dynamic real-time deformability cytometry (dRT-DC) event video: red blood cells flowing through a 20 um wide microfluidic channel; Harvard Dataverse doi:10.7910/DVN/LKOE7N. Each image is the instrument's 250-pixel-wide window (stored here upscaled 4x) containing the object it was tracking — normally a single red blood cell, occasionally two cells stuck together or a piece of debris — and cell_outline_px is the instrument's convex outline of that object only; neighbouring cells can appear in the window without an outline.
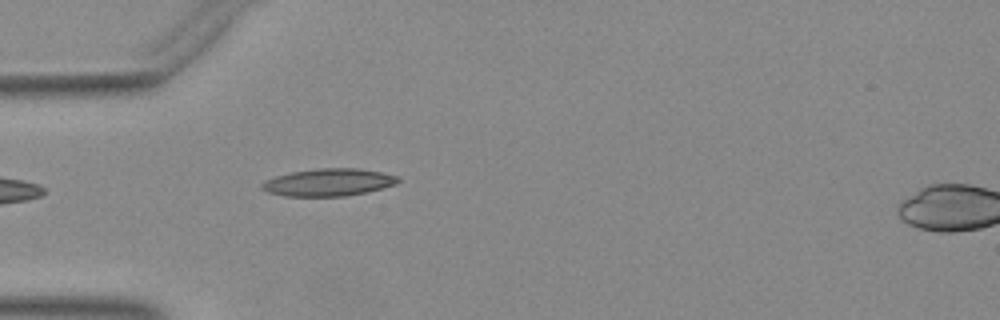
{"species": "Egyptian fruit bat (a non-hibernating species)", "species_latin": "Rousettus aegyptiacus", "temperature_condition": "warm", "stored_images_in_passage": 13, "camera_frame_rate_fps": 3000, "um_per_image_px": 0.085, "animal": {"sex": "female"}, "frame": {"image": 1, "passage_image": 1, "time_ms": 0.0, "image_size_px": [1000, 320], "cell_outline_px": [[400, 180], [396, 184], [364, 192], [344, 196], [284, 196], [268, 192], [260, 188], [260, 184], [264, 180], [276, 176], [292, 172], [316, 168], [360, 168], [384, 172], [396, 176]], "centroid_in_image_um": [27.89, 15.49], "position_along_channel_um": 57.1, "area_um2": 21.73}}
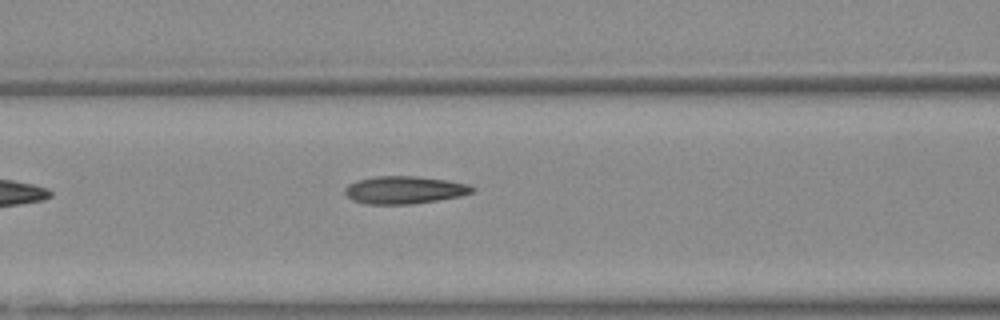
{"frame": {"image": 2, "passage_image": 7, "time_ms": 2.0, "image_size_px": [1000, 320], "cell_outline_px": [[476, 188], [472, 192], [460, 196], [436, 200], [408, 204], [368, 204], [352, 200], [344, 192], [344, 188], [348, 184], [356, 180], [376, 176], [416, 176], [448, 180], [468, 184]], "centroid_in_image_um": [34.35, 16.13], "position_along_channel_um": 132.2, "area_um2": 20.46}}
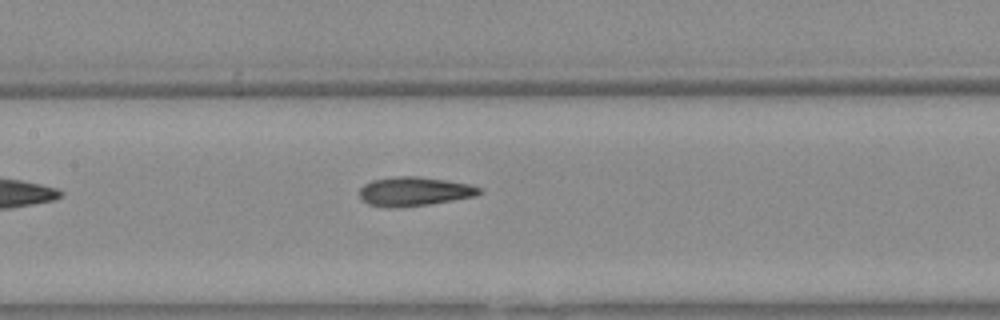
{"frame": {"image": 3, "passage_image": 10, "time_ms": 3.0, "image_size_px": [1000, 320], "cell_outline_px": [[484, 192], [476, 196], [428, 204], [392, 208], [384, 208], [368, 204], [360, 196], [360, 188], [364, 184], [372, 180], [396, 176], [416, 176], [444, 180], [468, 184], [480, 188]], "centroid_in_image_um": [35.19, 16.27], "position_along_channel_um": 172.2, "area_um2": 20.17}}